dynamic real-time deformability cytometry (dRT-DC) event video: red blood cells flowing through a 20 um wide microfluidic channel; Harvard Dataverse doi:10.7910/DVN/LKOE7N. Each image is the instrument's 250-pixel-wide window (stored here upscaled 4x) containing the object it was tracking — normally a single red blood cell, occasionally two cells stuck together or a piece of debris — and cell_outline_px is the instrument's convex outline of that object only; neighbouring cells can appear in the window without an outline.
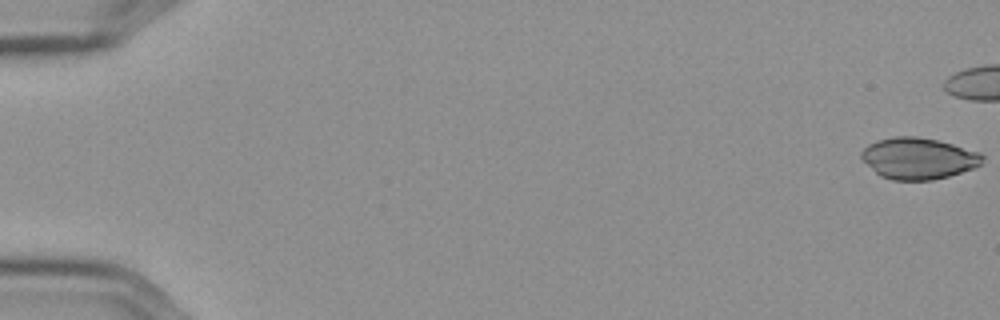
{"species": "Egyptian fruit bat (a non-hibernating species)", "species_latin": "Rousettus aegyptiacus", "temperature_condition": "cold", "stored_images_in_passage": 47, "camera_frame_rate_fps": 3000, "um_per_image_px": 0.085, "frame": {"image": 1, "passage_image": 1, "time_ms": 0.0, "image_size_px": [1000, 320], "cell_outline_px": [[984, 156], [980, 164], [972, 168], [948, 176], [932, 180], [892, 180], [880, 176], [860, 156], [860, 152], [868, 144], [876, 140], [896, 136], [916, 136], [936, 140], [952, 144], [980, 152]], "centroid_in_image_um": [78.04, 13.45], "position_along_channel_um": 7.0, "area_um2": 28.96}}
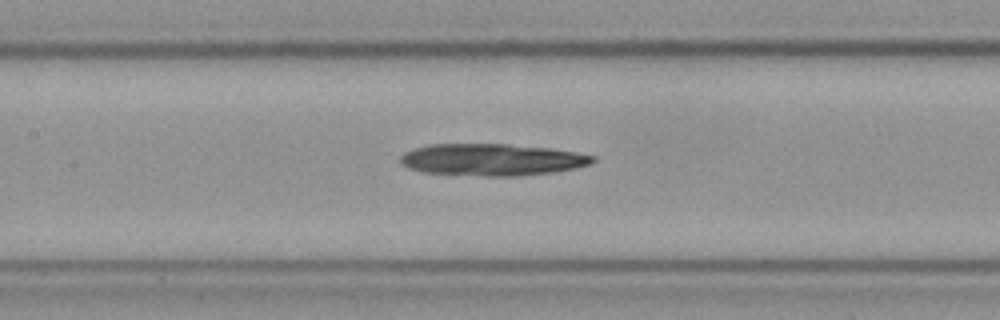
{"frame": {"image": 2, "passage_image": 28, "time_ms": 9.0, "image_size_px": [1000, 320], "cell_outline_px": [[596, 160], [588, 164], [572, 168], [552, 172], [516, 176], [488, 176], [424, 172], [408, 168], [400, 160], [400, 156], [404, 152], [428, 144], [508, 144], [548, 148], [576, 152], [596, 156]], "centroid_in_image_um": [41.8, 13.56], "position_along_channel_um": 165.6, "area_um2": 35.43}}
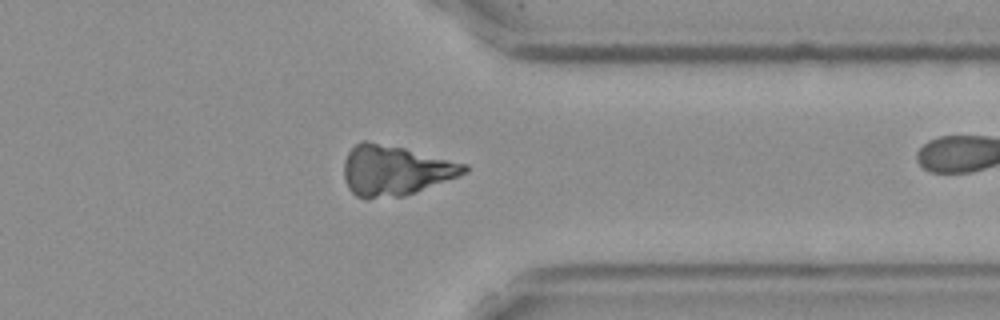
{"frame": {"image": 3, "passage_image": 46, "time_ms": 15.0, "image_size_px": [1000, 320], "cell_outline_px": [[468, 172], [416, 192], [404, 196], [364, 200], [356, 196], [348, 188], [344, 180], [344, 160], [348, 152], [360, 140], [364, 140], [404, 148], [468, 164]], "centroid_in_image_um": [33.55, 14.5], "position_along_channel_um": 377.8, "area_um2": 35.32}}